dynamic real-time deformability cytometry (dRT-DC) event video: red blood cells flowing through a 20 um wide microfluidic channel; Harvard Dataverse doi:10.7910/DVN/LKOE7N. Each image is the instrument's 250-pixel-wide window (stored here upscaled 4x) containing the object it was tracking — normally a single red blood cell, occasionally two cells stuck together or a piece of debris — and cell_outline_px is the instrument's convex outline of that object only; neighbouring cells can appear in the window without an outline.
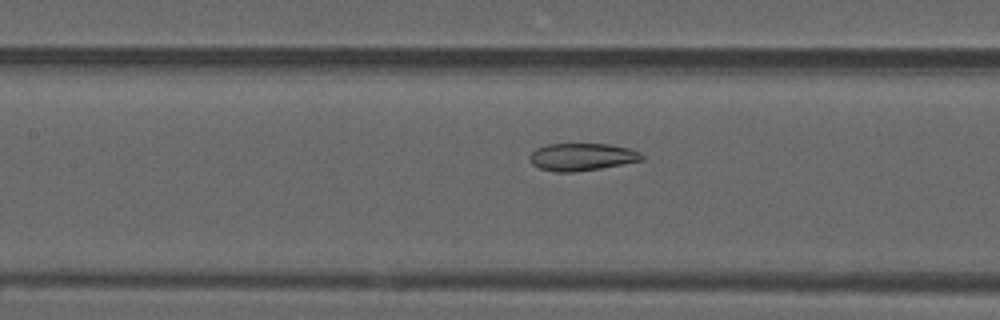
{"species": "common noctule bat (a hibernating species)", "species_latin": "Nyctalus noctula", "temperature_condition": "warm", "stored_images_in_passage": 41, "camera_frame_rate_fps": 3000, "um_per_image_px": 0.085, "animal": {"sex": "male", "forearm_length_mm": 52.5}, "frame": {"image": 1, "passage_image": 18, "time_ms": 5.667, "image_size_px": [1000, 320], "cell_outline_px": [[644, 160], [600, 168], [576, 172], [556, 172], [540, 168], [532, 164], [532, 152], [536, 148], [548, 144], [608, 144], [628, 148], [640, 152], [644, 156]], "centroid_in_image_um": [49.5, 13.34], "position_along_channel_um": 157.9, "area_um2": 17.74}}
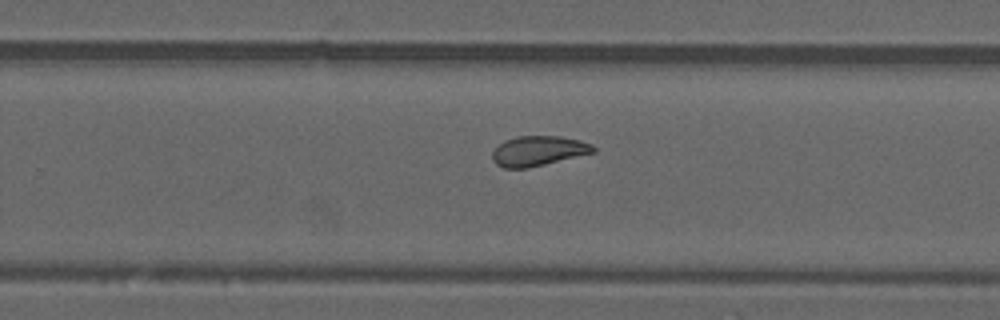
{"frame": {"image": 2, "passage_image": 28, "time_ms": 9.0, "image_size_px": [1000, 320], "cell_outline_px": [[596, 152], [528, 168], [504, 168], [496, 164], [492, 160], [492, 152], [504, 140], [516, 136], [560, 136], [580, 140], [592, 144], [596, 148]], "centroid_in_image_um": [45.76, 12.82], "position_along_channel_um": 284.0, "area_um2": 17.69}}
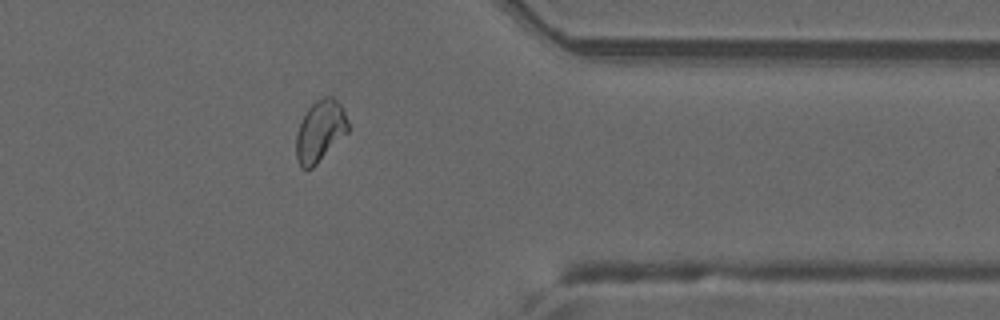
{"frame": {"image": 3, "passage_image": 37, "time_ms": 12.0, "image_size_px": [1000, 320], "cell_outline_px": [[348, 132], [312, 168], [300, 168], [296, 160], [296, 132], [308, 108], [316, 100], [324, 96], [332, 96], [344, 108], [348, 120]], "centroid_in_image_um": [27.21, 11.13], "position_along_channel_um": 384.2, "area_um2": 18.55}, "authors_computed_cell_mechanics": {"area_um2": 18.5538, "velocity_mm_per_s": 3.7924, "shape_relaxation_time_tau1_ms": null, "shape_relaxation_time_tau2_ms": 1.959, "deformation_change_tau1": null, "deformation_change_tau2": 0.0786}}